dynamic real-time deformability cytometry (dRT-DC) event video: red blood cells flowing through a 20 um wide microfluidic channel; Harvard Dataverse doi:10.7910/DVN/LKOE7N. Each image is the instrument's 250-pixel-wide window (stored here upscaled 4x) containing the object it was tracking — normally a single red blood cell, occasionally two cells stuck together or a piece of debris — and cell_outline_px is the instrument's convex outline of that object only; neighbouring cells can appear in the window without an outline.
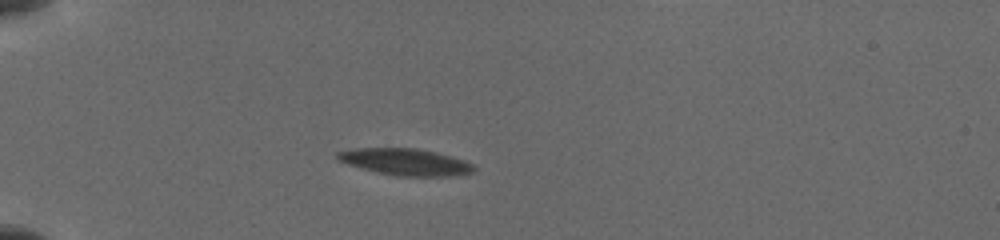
{"species": "common noctule bat (a hibernating species)", "species_latin": "Nyctalus noctula", "temperature_condition": "cold", "stored_images_in_passage": 13, "camera_frame_rate_fps": 3000, "um_per_image_px": 0.085, "animal": {"sex": "female", "body_mass_g": 19.5, "forearm_length_mm": 54.1}, "frame": {"image": 1, "passage_image": 1, "time_ms": 0.0, "image_size_px": [1000, 240], "cell_outline_px": [[476, 168], [472, 172], [452, 176], [396, 176], [376, 172], [348, 164], [340, 160], [336, 156], [336, 152], [356, 148], [416, 148], [436, 152], [464, 160], [472, 164]], "centroid_in_image_um": [34.47, 13.76], "position_along_channel_um": 50.5, "area_um2": 21.1}}
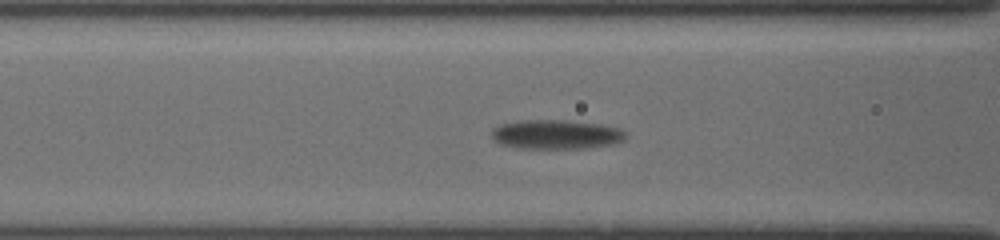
{"frame": {"image": 2, "passage_image": 8, "time_ms": 2.667, "image_size_px": [1000, 240], "cell_outline_px": [[624, 140], [612, 144], [584, 148], [512, 148], [500, 144], [492, 140], [492, 128], [500, 124], [520, 120], [568, 120], [600, 124], [620, 128], [624, 132]], "centroid_in_image_um": [47.2, 11.42], "position_along_channel_um": 119.4, "area_um2": 23.0}}
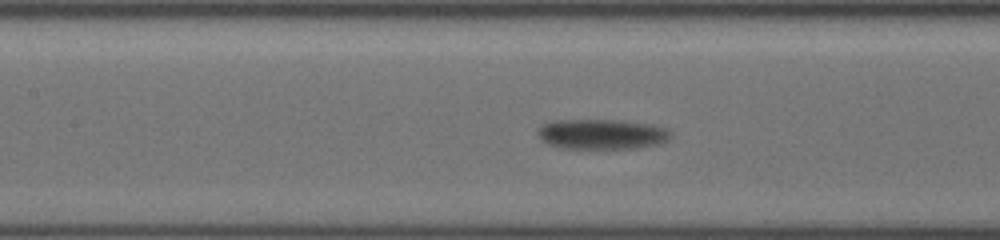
{"frame": {"image": 3, "passage_image": 11, "time_ms": 3.667, "image_size_px": [1000, 240], "cell_outline_px": [[672, 136], [668, 140], [656, 144], [636, 148], [560, 148], [548, 144], [536, 132], [544, 124], [552, 120], [616, 120], [656, 124], [668, 128]], "centroid_in_image_um": [51.2, 11.39], "position_along_channel_um": 156.2, "area_um2": 23.35}}